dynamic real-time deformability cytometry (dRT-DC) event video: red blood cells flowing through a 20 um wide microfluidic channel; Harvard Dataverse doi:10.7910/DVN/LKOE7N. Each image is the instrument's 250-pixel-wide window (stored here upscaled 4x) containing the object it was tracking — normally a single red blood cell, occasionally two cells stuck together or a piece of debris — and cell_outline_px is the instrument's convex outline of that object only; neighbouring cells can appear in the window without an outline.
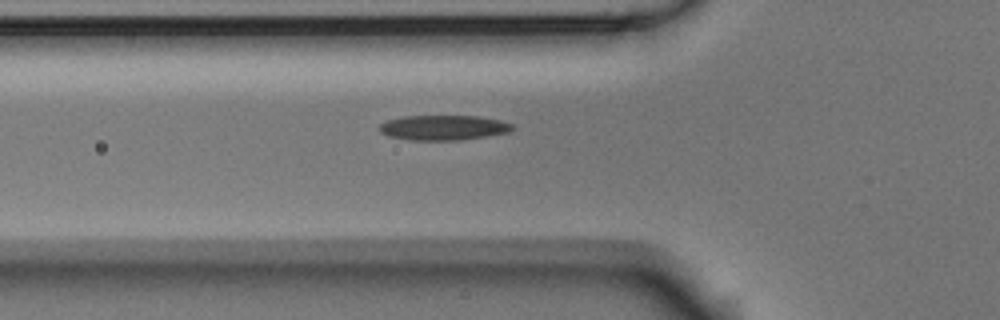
{"species": "Egyptian fruit bat (a non-hibernating species)", "species_latin": "Rousettus aegyptiacus", "temperature_condition": "room temperature", "stored_images_in_passage": 6, "camera_frame_rate_fps": 3000, "um_per_image_px": 0.085, "animal": {"sex": "male"}, "frame": {"image": 1, "passage_image": 6, "time_ms": 1.667, "image_size_px": [1000, 320], "cell_outline_px": [[516, 128], [508, 132], [484, 136], [456, 140], [412, 140], [388, 136], [380, 132], [380, 124], [388, 120], [404, 116], [476, 116], [500, 120], [512, 124]], "centroid_in_image_um": [37.69, 10.84], "position_along_channel_um": 88.1, "area_um2": 19.13}}